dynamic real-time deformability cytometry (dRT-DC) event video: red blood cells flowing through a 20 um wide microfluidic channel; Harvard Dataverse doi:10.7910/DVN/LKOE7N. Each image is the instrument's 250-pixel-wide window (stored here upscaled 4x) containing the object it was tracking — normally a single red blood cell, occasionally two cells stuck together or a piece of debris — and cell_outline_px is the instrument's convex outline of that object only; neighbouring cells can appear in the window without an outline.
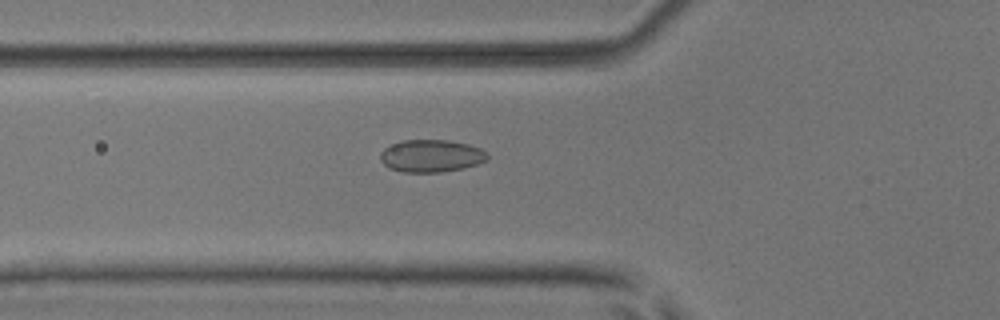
{"species": "common noctule bat (a hibernating species)", "species_latin": "Nyctalus noctula", "temperature_condition": "room temperature", "stored_images_in_passage": 52, "camera_frame_rate_fps": 3000, "um_per_image_px": 0.085, "animal": {"sex": "male", "body_mass_g": 17.9, "forearm_length_mm": 54.2}, "frame": {"image": 1, "passage_image": 19, "time_ms": 6.0, "image_size_px": [1000, 320], "cell_outline_px": [[488, 160], [464, 168], [440, 172], [404, 172], [388, 168], [380, 160], [380, 152], [388, 144], [400, 140], [448, 140], [468, 144], [480, 148], [488, 152]], "centroid_in_image_um": [36.63, 13.24], "position_along_channel_um": 89.2, "area_um2": 20.52}}
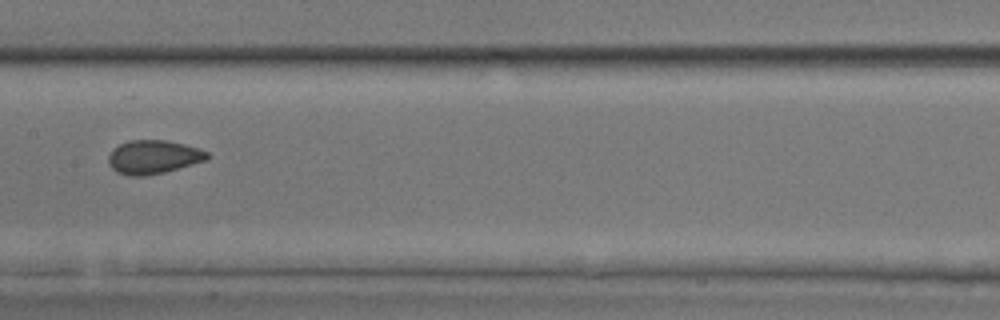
{"frame": {"image": 2, "passage_image": 27, "time_ms": 8.667, "image_size_px": [1000, 320], "cell_outline_px": [[212, 156], [204, 160], [164, 172], [144, 176], [128, 176], [116, 172], [108, 164], [108, 156], [112, 148], [128, 140], [168, 140], [184, 144], [208, 152]], "centroid_in_image_um": [12.98, 13.34], "position_along_channel_um": 194.4, "area_um2": 19.36}}
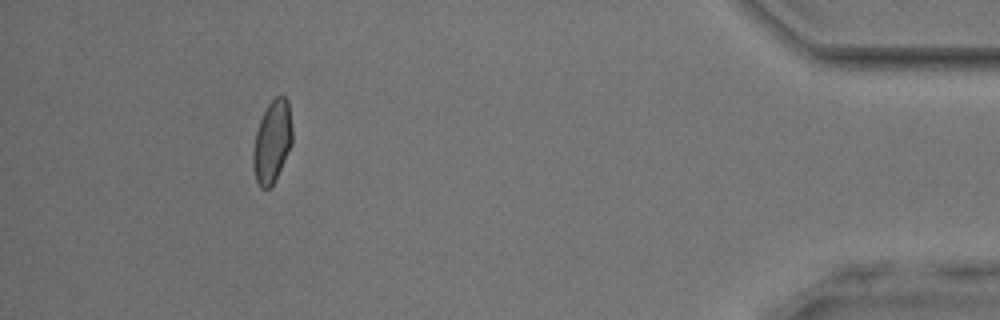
{"frame": {"image": 3, "passage_image": 48, "time_ms": 15.667, "image_size_px": [1000, 320], "cell_outline_px": [[292, 144], [276, 180], [268, 188], [260, 188], [256, 180], [252, 164], [252, 152], [256, 132], [260, 120], [268, 104], [276, 96], [284, 96], [288, 100], [292, 128]], "centroid_in_image_um": [23.13, 12.06], "position_along_channel_um": 412.1, "area_um2": 18.84}, "authors_computed_cell_mechanics": {"area_um2": 19.2763, "velocity_mm_per_s": 3.9405, "shape_relaxation_time_tau1_ms": 6.8288, "shape_relaxation_time_tau2_ms": 1.1455, "deformation_change_tau1": 0.0942, "deformation_change_tau2": 0.052}}